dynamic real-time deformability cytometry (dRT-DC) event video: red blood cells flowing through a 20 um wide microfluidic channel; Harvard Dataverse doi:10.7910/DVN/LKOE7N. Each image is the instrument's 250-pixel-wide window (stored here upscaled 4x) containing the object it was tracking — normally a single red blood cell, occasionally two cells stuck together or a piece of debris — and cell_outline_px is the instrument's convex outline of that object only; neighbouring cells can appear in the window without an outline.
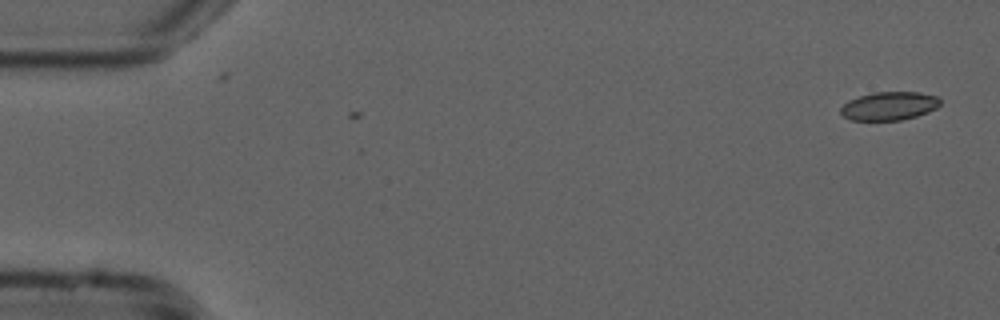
{"species": "common noctule bat (a hibernating species)", "species_latin": "Nyctalus noctula", "temperature_condition": "cold", "stored_images_in_passage": 4, "camera_frame_rate_fps": 3000, "um_per_image_px": 0.085, "animal": {"sex": "male", "forearm_length_mm": 52.5}, "frame": {"image": 1, "passage_image": 4, "time_ms": 1.0, "image_size_px": [1000, 320], "cell_outline_px": [[940, 104], [936, 108], [928, 112], [916, 116], [900, 120], [852, 120], [844, 116], [840, 112], [840, 108], [848, 100], [872, 92], [920, 92], [940, 96]], "centroid_in_image_um": [75.6, 8.99], "position_along_channel_um": 9.4, "area_um2": 16.53}}